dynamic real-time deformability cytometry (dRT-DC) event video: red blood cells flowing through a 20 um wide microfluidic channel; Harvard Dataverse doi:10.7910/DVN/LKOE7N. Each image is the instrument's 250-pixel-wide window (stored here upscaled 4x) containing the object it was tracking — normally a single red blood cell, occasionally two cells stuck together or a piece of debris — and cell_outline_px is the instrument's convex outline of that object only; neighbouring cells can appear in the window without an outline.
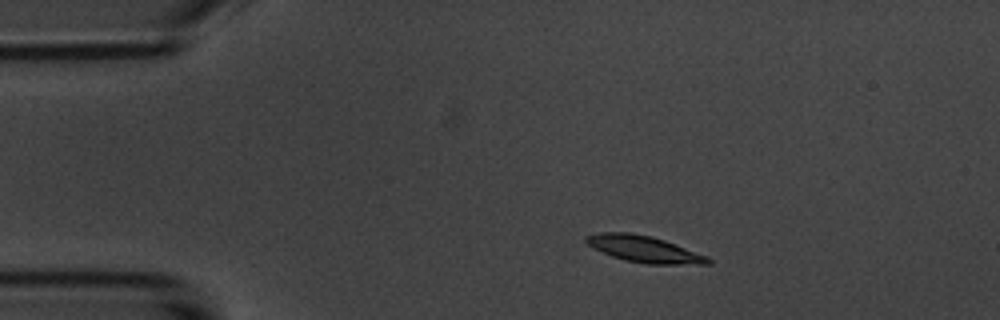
{"species": "common noctule bat (a hibernating species)", "species_latin": "Nyctalus noctula", "temperature_condition": "room temperature", "stored_images_in_passage": 7, "camera_frame_rate_fps": 3000, "um_per_image_px": 0.085, "animal": {"sex": "male", "body_mass_g": 20.1, "forearm_length_mm": 53.5}, "frame": {"image": 1, "passage_image": 2, "time_ms": 1.0, "image_size_px": [1000, 320], "cell_outline_px": [[712, 264], [648, 264], [624, 260], [612, 256], [592, 248], [584, 240], [584, 236], [600, 232], [628, 232], [652, 236], [664, 240], [708, 256], [712, 260]], "centroid_in_image_um": [54.74, 21.17], "position_along_channel_um": 30.3, "area_um2": 18.9}}
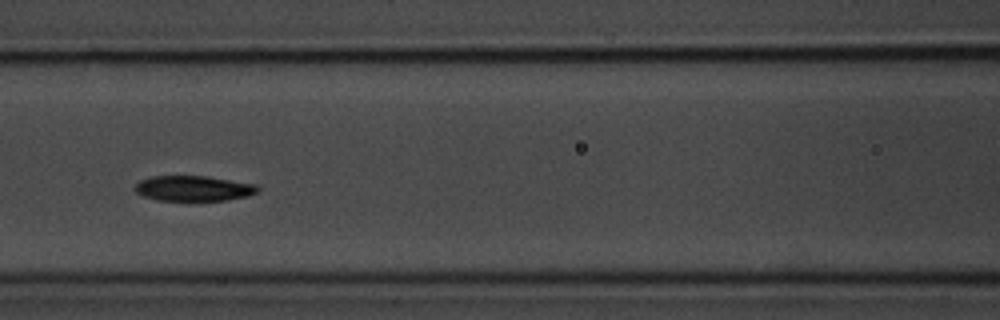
{"frame": {"image": 2, "passage_image": 6, "time_ms": 5.667, "image_size_px": [1000, 320], "cell_outline_px": [[260, 192], [248, 196], [228, 200], [156, 200], [144, 196], [136, 192], [132, 188], [140, 180], [152, 176], [208, 176], [256, 184], [260, 188]], "centroid_in_image_um": [16.48, 16.01], "position_along_channel_um": 150.1, "area_um2": 18.26}}
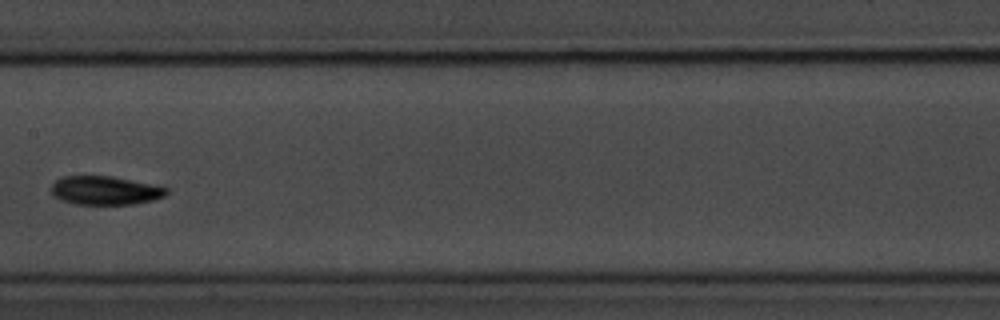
{"frame": {"image": 3, "passage_image": 7, "time_ms": 7.0, "image_size_px": [1000, 320], "cell_outline_px": [[168, 192], [164, 196], [152, 200], [136, 204], [76, 204], [60, 200], [52, 192], [52, 184], [60, 176], [112, 176], [156, 184], [168, 188]], "centroid_in_image_um": [8.97, 16.18], "position_along_channel_um": 198.4, "area_um2": 19.36}}